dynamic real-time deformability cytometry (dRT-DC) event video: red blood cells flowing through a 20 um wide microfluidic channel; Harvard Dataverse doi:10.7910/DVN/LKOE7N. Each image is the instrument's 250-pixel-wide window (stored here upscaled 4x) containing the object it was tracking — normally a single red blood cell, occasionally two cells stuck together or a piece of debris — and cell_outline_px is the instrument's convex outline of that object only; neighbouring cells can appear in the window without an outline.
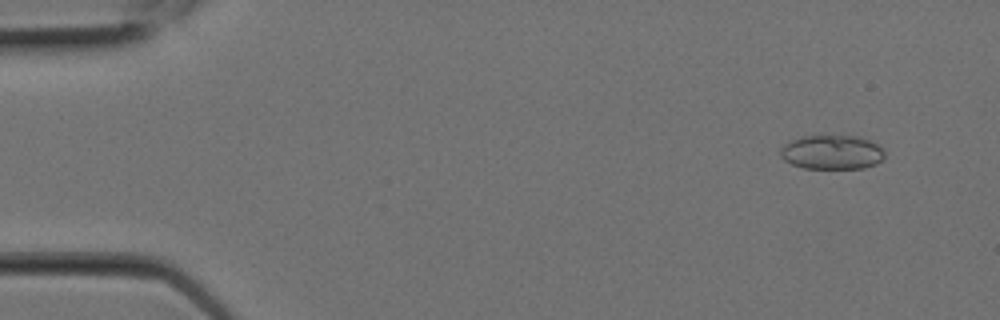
{"species": "Egyptian fruit bat (a non-hibernating species)", "species_latin": "Rousettus aegyptiacus", "temperature_condition": "room temperature", "stored_images_in_passage": 8, "camera_frame_rate_fps": 3000, "um_per_image_px": 0.085, "animal": {"sex": "female"}, "frame": {"image": 1, "passage_image": 2, "time_ms": 0.333, "image_size_px": [1000, 320], "cell_outline_px": [[884, 156], [876, 164], [864, 168], [804, 168], [792, 164], [784, 160], [780, 156], [780, 148], [788, 140], [804, 136], [860, 136], [872, 140], [880, 144], [884, 148]], "centroid_in_image_um": [70.73, 12.92], "position_along_channel_um": 14.3, "area_um2": 21.1}}
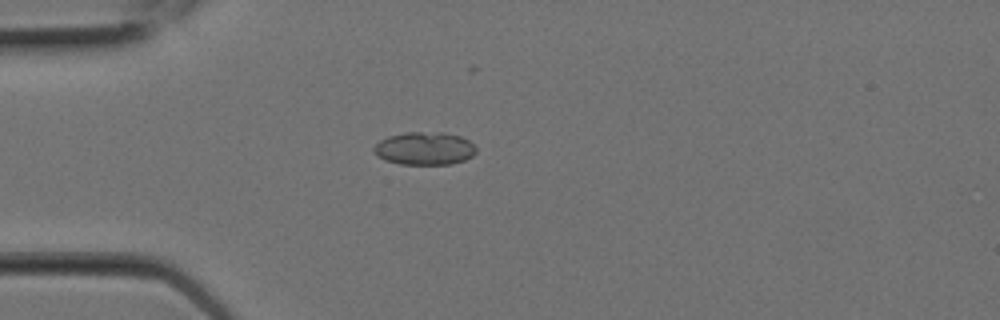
{"frame": {"image": 2, "passage_image": 6, "time_ms": 1.667, "image_size_px": [1000, 320], "cell_outline_px": [[476, 152], [472, 156], [464, 160], [452, 164], [400, 164], [384, 160], [372, 148], [380, 140], [388, 136], [404, 132], [444, 132], [460, 136], [468, 140], [476, 148]], "centroid_in_image_um": [36.1, 12.61], "position_along_channel_um": 48.9, "area_um2": 19.59}}
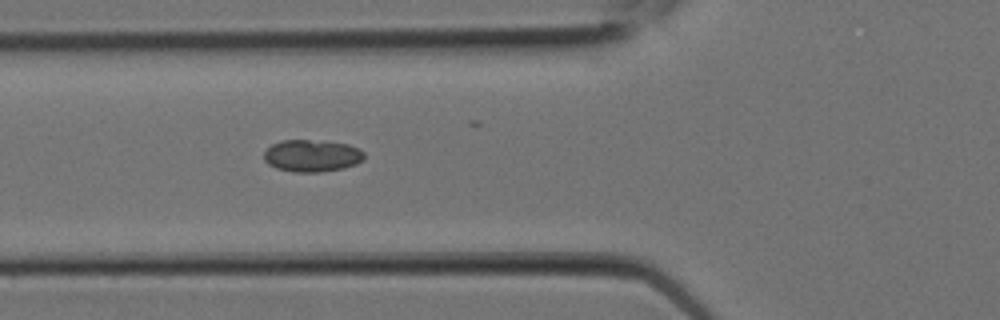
{"frame": {"image": 3, "passage_image": 8, "time_ms": 2.333, "image_size_px": [1000, 320], "cell_outline_px": [[364, 160], [356, 164], [344, 168], [320, 172], [296, 172], [276, 168], [268, 164], [264, 160], [264, 152], [272, 144], [280, 140], [324, 140], [348, 144], [360, 148], [364, 152]], "centroid_in_image_um": [26.54, 13.22], "position_along_channel_um": 99.3, "area_um2": 19.02}}